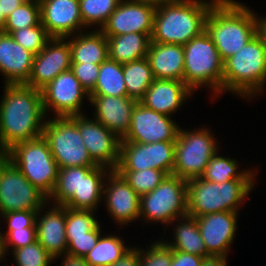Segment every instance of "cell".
<instances>
[{
	"label": "cell",
	"mask_w": 266,
	"mask_h": 266,
	"mask_svg": "<svg viewBox=\"0 0 266 266\" xmlns=\"http://www.w3.org/2000/svg\"><path fill=\"white\" fill-rule=\"evenodd\" d=\"M0 100V154L15 144L41 137L47 119L41 90L25 84L3 85Z\"/></svg>",
	"instance_id": "obj_1"
},
{
	"label": "cell",
	"mask_w": 266,
	"mask_h": 266,
	"mask_svg": "<svg viewBox=\"0 0 266 266\" xmlns=\"http://www.w3.org/2000/svg\"><path fill=\"white\" fill-rule=\"evenodd\" d=\"M242 3L237 0H217L205 20V31L223 62L257 34V13Z\"/></svg>",
	"instance_id": "obj_2"
},
{
	"label": "cell",
	"mask_w": 266,
	"mask_h": 266,
	"mask_svg": "<svg viewBox=\"0 0 266 266\" xmlns=\"http://www.w3.org/2000/svg\"><path fill=\"white\" fill-rule=\"evenodd\" d=\"M217 0H167L157 5L151 42L185 45L205 31V20Z\"/></svg>",
	"instance_id": "obj_3"
},
{
	"label": "cell",
	"mask_w": 266,
	"mask_h": 266,
	"mask_svg": "<svg viewBox=\"0 0 266 266\" xmlns=\"http://www.w3.org/2000/svg\"><path fill=\"white\" fill-rule=\"evenodd\" d=\"M266 46L257 33L223 62L222 94L252 100L266 91Z\"/></svg>",
	"instance_id": "obj_4"
},
{
	"label": "cell",
	"mask_w": 266,
	"mask_h": 266,
	"mask_svg": "<svg viewBox=\"0 0 266 266\" xmlns=\"http://www.w3.org/2000/svg\"><path fill=\"white\" fill-rule=\"evenodd\" d=\"M110 171L101 165L58 169L57 181L48 202L72 209L96 211L103 201V187Z\"/></svg>",
	"instance_id": "obj_5"
},
{
	"label": "cell",
	"mask_w": 266,
	"mask_h": 266,
	"mask_svg": "<svg viewBox=\"0 0 266 266\" xmlns=\"http://www.w3.org/2000/svg\"><path fill=\"white\" fill-rule=\"evenodd\" d=\"M256 184V180L216 183L201 177L190 179L187 181L188 216L200 217L222 211L240 213V208L246 203V199H249L248 196Z\"/></svg>",
	"instance_id": "obj_6"
},
{
	"label": "cell",
	"mask_w": 266,
	"mask_h": 266,
	"mask_svg": "<svg viewBox=\"0 0 266 266\" xmlns=\"http://www.w3.org/2000/svg\"><path fill=\"white\" fill-rule=\"evenodd\" d=\"M184 83L195 93L208 88L218 99L222 95L223 61L210 36L203 31L184 46Z\"/></svg>",
	"instance_id": "obj_7"
},
{
	"label": "cell",
	"mask_w": 266,
	"mask_h": 266,
	"mask_svg": "<svg viewBox=\"0 0 266 266\" xmlns=\"http://www.w3.org/2000/svg\"><path fill=\"white\" fill-rule=\"evenodd\" d=\"M205 126L193 130L180 127L175 142L173 175L186 181L201 177L212 156L220 151L215 133Z\"/></svg>",
	"instance_id": "obj_8"
},
{
	"label": "cell",
	"mask_w": 266,
	"mask_h": 266,
	"mask_svg": "<svg viewBox=\"0 0 266 266\" xmlns=\"http://www.w3.org/2000/svg\"><path fill=\"white\" fill-rule=\"evenodd\" d=\"M187 215V181L173 174L166 175L154 190L140 197V220L162 224L166 232L165 226L171 227V222Z\"/></svg>",
	"instance_id": "obj_9"
},
{
	"label": "cell",
	"mask_w": 266,
	"mask_h": 266,
	"mask_svg": "<svg viewBox=\"0 0 266 266\" xmlns=\"http://www.w3.org/2000/svg\"><path fill=\"white\" fill-rule=\"evenodd\" d=\"M4 155L34 187L50 196L57 181L58 167L43 135L15 144Z\"/></svg>",
	"instance_id": "obj_10"
},
{
	"label": "cell",
	"mask_w": 266,
	"mask_h": 266,
	"mask_svg": "<svg viewBox=\"0 0 266 266\" xmlns=\"http://www.w3.org/2000/svg\"><path fill=\"white\" fill-rule=\"evenodd\" d=\"M42 135L49 144L58 169L97 166L83 144L79 128L70 117L46 119Z\"/></svg>",
	"instance_id": "obj_11"
},
{
	"label": "cell",
	"mask_w": 266,
	"mask_h": 266,
	"mask_svg": "<svg viewBox=\"0 0 266 266\" xmlns=\"http://www.w3.org/2000/svg\"><path fill=\"white\" fill-rule=\"evenodd\" d=\"M47 202L48 197L11 160L0 154V216L10 211L39 210Z\"/></svg>",
	"instance_id": "obj_12"
},
{
	"label": "cell",
	"mask_w": 266,
	"mask_h": 266,
	"mask_svg": "<svg viewBox=\"0 0 266 266\" xmlns=\"http://www.w3.org/2000/svg\"><path fill=\"white\" fill-rule=\"evenodd\" d=\"M41 95L44 112L48 118L86 114V111H83L85 109L83 100L90 99L89 93L82 87L71 69L57 75L41 89Z\"/></svg>",
	"instance_id": "obj_13"
},
{
	"label": "cell",
	"mask_w": 266,
	"mask_h": 266,
	"mask_svg": "<svg viewBox=\"0 0 266 266\" xmlns=\"http://www.w3.org/2000/svg\"><path fill=\"white\" fill-rule=\"evenodd\" d=\"M171 118L137 102L132 111L128 132L121 142H176L181 126Z\"/></svg>",
	"instance_id": "obj_14"
},
{
	"label": "cell",
	"mask_w": 266,
	"mask_h": 266,
	"mask_svg": "<svg viewBox=\"0 0 266 266\" xmlns=\"http://www.w3.org/2000/svg\"><path fill=\"white\" fill-rule=\"evenodd\" d=\"M87 114L71 116L80 130L89 156L97 164L115 170L119 163L121 139Z\"/></svg>",
	"instance_id": "obj_15"
},
{
	"label": "cell",
	"mask_w": 266,
	"mask_h": 266,
	"mask_svg": "<svg viewBox=\"0 0 266 266\" xmlns=\"http://www.w3.org/2000/svg\"><path fill=\"white\" fill-rule=\"evenodd\" d=\"M103 201L118 228L140 220V196L116 170H111L105 179Z\"/></svg>",
	"instance_id": "obj_16"
},
{
	"label": "cell",
	"mask_w": 266,
	"mask_h": 266,
	"mask_svg": "<svg viewBox=\"0 0 266 266\" xmlns=\"http://www.w3.org/2000/svg\"><path fill=\"white\" fill-rule=\"evenodd\" d=\"M156 7L147 2L121 0L100 31L106 37L131 32L148 34L151 37Z\"/></svg>",
	"instance_id": "obj_17"
},
{
	"label": "cell",
	"mask_w": 266,
	"mask_h": 266,
	"mask_svg": "<svg viewBox=\"0 0 266 266\" xmlns=\"http://www.w3.org/2000/svg\"><path fill=\"white\" fill-rule=\"evenodd\" d=\"M70 67L71 48L68 39L52 37L44 49L34 55L32 73L25 85L41 90Z\"/></svg>",
	"instance_id": "obj_18"
},
{
	"label": "cell",
	"mask_w": 266,
	"mask_h": 266,
	"mask_svg": "<svg viewBox=\"0 0 266 266\" xmlns=\"http://www.w3.org/2000/svg\"><path fill=\"white\" fill-rule=\"evenodd\" d=\"M196 218L207 252L213 256H229L236 238L239 213L222 211Z\"/></svg>",
	"instance_id": "obj_19"
},
{
	"label": "cell",
	"mask_w": 266,
	"mask_h": 266,
	"mask_svg": "<svg viewBox=\"0 0 266 266\" xmlns=\"http://www.w3.org/2000/svg\"><path fill=\"white\" fill-rule=\"evenodd\" d=\"M39 3L41 24L51 37L66 38L87 31L79 0H40Z\"/></svg>",
	"instance_id": "obj_20"
},
{
	"label": "cell",
	"mask_w": 266,
	"mask_h": 266,
	"mask_svg": "<svg viewBox=\"0 0 266 266\" xmlns=\"http://www.w3.org/2000/svg\"><path fill=\"white\" fill-rule=\"evenodd\" d=\"M92 117L121 140L126 136L137 100L128 96H89Z\"/></svg>",
	"instance_id": "obj_21"
},
{
	"label": "cell",
	"mask_w": 266,
	"mask_h": 266,
	"mask_svg": "<svg viewBox=\"0 0 266 266\" xmlns=\"http://www.w3.org/2000/svg\"><path fill=\"white\" fill-rule=\"evenodd\" d=\"M49 205L50 203L47 202L46 205L37 211V241L55 259L67 254L66 207L54 204Z\"/></svg>",
	"instance_id": "obj_22"
},
{
	"label": "cell",
	"mask_w": 266,
	"mask_h": 266,
	"mask_svg": "<svg viewBox=\"0 0 266 266\" xmlns=\"http://www.w3.org/2000/svg\"><path fill=\"white\" fill-rule=\"evenodd\" d=\"M34 55L10 34L0 32V73L4 85L26 84L32 73Z\"/></svg>",
	"instance_id": "obj_23"
},
{
	"label": "cell",
	"mask_w": 266,
	"mask_h": 266,
	"mask_svg": "<svg viewBox=\"0 0 266 266\" xmlns=\"http://www.w3.org/2000/svg\"><path fill=\"white\" fill-rule=\"evenodd\" d=\"M193 93L184 82L154 79L139 102L149 109L172 117L192 98Z\"/></svg>",
	"instance_id": "obj_24"
},
{
	"label": "cell",
	"mask_w": 266,
	"mask_h": 266,
	"mask_svg": "<svg viewBox=\"0 0 266 266\" xmlns=\"http://www.w3.org/2000/svg\"><path fill=\"white\" fill-rule=\"evenodd\" d=\"M146 58L155 79L184 82L183 45L151 42Z\"/></svg>",
	"instance_id": "obj_25"
},
{
	"label": "cell",
	"mask_w": 266,
	"mask_h": 266,
	"mask_svg": "<svg viewBox=\"0 0 266 266\" xmlns=\"http://www.w3.org/2000/svg\"><path fill=\"white\" fill-rule=\"evenodd\" d=\"M71 48V63L101 64L108 58L106 36L91 29L66 37Z\"/></svg>",
	"instance_id": "obj_26"
},
{
	"label": "cell",
	"mask_w": 266,
	"mask_h": 266,
	"mask_svg": "<svg viewBox=\"0 0 266 266\" xmlns=\"http://www.w3.org/2000/svg\"><path fill=\"white\" fill-rule=\"evenodd\" d=\"M171 223H174L172 230L174 237L171 240L164 239V235L160 237L169 248L202 257L211 256L205 247L196 218L187 215Z\"/></svg>",
	"instance_id": "obj_27"
},
{
	"label": "cell",
	"mask_w": 266,
	"mask_h": 266,
	"mask_svg": "<svg viewBox=\"0 0 266 266\" xmlns=\"http://www.w3.org/2000/svg\"><path fill=\"white\" fill-rule=\"evenodd\" d=\"M106 38L108 58L120 64L146 58L151 43L148 34L135 32Z\"/></svg>",
	"instance_id": "obj_28"
},
{
	"label": "cell",
	"mask_w": 266,
	"mask_h": 266,
	"mask_svg": "<svg viewBox=\"0 0 266 266\" xmlns=\"http://www.w3.org/2000/svg\"><path fill=\"white\" fill-rule=\"evenodd\" d=\"M217 151L210 159L206 169L201 176L208 182H227L230 180H257L258 169H241L238 160L225 157ZM219 154V155H218ZM256 170V171H255Z\"/></svg>",
	"instance_id": "obj_29"
},
{
	"label": "cell",
	"mask_w": 266,
	"mask_h": 266,
	"mask_svg": "<svg viewBox=\"0 0 266 266\" xmlns=\"http://www.w3.org/2000/svg\"><path fill=\"white\" fill-rule=\"evenodd\" d=\"M89 96H127L122 64L109 58L101 63L97 82Z\"/></svg>",
	"instance_id": "obj_30"
},
{
	"label": "cell",
	"mask_w": 266,
	"mask_h": 266,
	"mask_svg": "<svg viewBox=\"0 0 266 266\" xmlns=\"http://www.w3.org/2000/svg\"><path fill=\"white\" fill-rule=\"evenodd\" d=\"M125 243L122 237L103 233L94 248L85 256V260L90 266H110L133 247Z\"/></svg>",
	"instance_id": "obj_31"
},
{
	"label": "cell",
	"mask_w": 266,
	"mask_h": 266,
	"mask_svg": "<svg viewBox=\"0 0 266 266\" xmlns=\"http://www.w3.org/2000/svg\"><path fill=\"white\" fill-rule=\"evenodd\" d=\"M127 96L138 102L154 81L152 69L147 58L122 64Z\"/></svg>",
	"instance_id": "obj_32"
},
{
	"label": "cell",
	"mask_w": 266,
	"mask_h": 266,
	"mask_svg": "<svg viewBox=\"0 0 266 266\" xmlns=\"http://www.w3.org/2000/svg\"><path fill=\"white\" fill-rule=\"evenodd\" d=\"M121 0H79L83 24L100 30Z\"/></svg>",
	"instance_id": "obj_33"
},
{
	"label": "cell",
	"mask_w": 266,
	"mask_h": 266,
	"mask_svg": "<svg viewBox=\"0 0 266 266\" xmlns=\"http://www.w3.org/2000/svg\"><path fill=\"white\" fill-rule=\"evenodd\" d=\"M149 168V143L120 142L116 171H141Z\"/></svg>",
	"instance_id": "obj_34"
},
{
	"label": "cell",
	"mask_w": 266,
	"mask_h": 266,
	"mask_svg": "<svg viewBox=\"0 0 266 266\" xmlns=\"http://www.w3.org/2000/svg\"><path fill=\"white\" fill-rule=\"evenodd\" d=\"M94 212L96 211L66 207V237H90V231L100 223L99 220L95 218L96 213Z\"/></svg>",
	"instance_id": "obj_35"
},
{
	"label": "cell",
	"mask_w": 266,
	"mask_h": 266,
	"mask_svg": "<svg viewBox=\"0 0 266 266\" xmlns=\"http://www.w3.org/2000/svg\"><path fill=\"white\" fill-rule=\"evenodd\" d=\"M40 22V3H22L6 17L3 32L11 34L13 31L36 26Z\"/></svg>",
	"instance_id": "obj_36"
},
{
	"label": "cell",
	"mask_w": 266,
	"mask_h": 266,
	"mask_svg": "<svg viewBox=\"0 0 266 266\" xmlns=\"http://www.w3.org/2000/svg\"><path fill=\"white\" fill-rule=\"evenodd\" d=\"M124 180L141 197L154 190L166 174L158 169H145L141 171H117Z\"/></svg>",
	"instance_id": "obj_37"
},
{
	"label": "cell",
	"mask_w": 266,
	"mask_h": 266,
	"mask_svg": "<svg viewBox=\"0 0 266 266\" xmlns=\"http://www.w3.org/2000/svg\"><path fill=\"white\" fill-rule=\"evenodd\" d=\"M9 254H12L15 266H50L52 262L54 263V258L37 240L32 244L12 250Z\"/></svg>",
	"instance_id": "obj_38"
},
{
	"label": "cell",
	"mask_w": 266,
	"mask_h": 266,
	"mask_svg": "<svg viewBox=\"0 0 266 266\" xmlns=\"http://www.w3.org/2000/svg\"><path fill=\"white\" fill-rule=\"evenodd\" d=\"M10 35L24 49L31 51L33 54L40 53L52 38L41 22L36 26L13 31Z\"/></svg>",
	"instance_id": "obj_39"
},
{
	"label": "cell",
	"mask_w": 266,
	"mask_h": 266,
	"mask_svg": "<svg viewBox=\"0 0 266 266\" xmlns=\"http://www.w3.org/2000/svg\"><path fill=\"white\" fill-rule=\"evenodd\" d=\"M175 142L149 143L150 169H158L166 175L173 172Z\"/></svg>",
	"instance_id": "obj_40"
},
{
	"label": "cell",
	"mask_w": 266,
	"mask_h": 266,
	"mask_svg": "<svg viewBox=\"0 0 266 266\" xmlns=\"http://www.w3.org/2000/svg\"><path fill=\"white\" fill-rule=\"evenodd\" d=\"M150 245L139 247V266H171L172 249L169 248L159 237Z\"/></svg>",
	"instance_id": "obj_41"
},
{
	"label": "cell",
	"mask_w": 266,
	"mask_h": 266,
	"mask_svg": "<svg viewBox=\"0 0 266 266\" xmlns=\"http://www.w3.org/2000/svg\"><path fill=\"white\" fill-rule=\"evenodd\" d=\"M4 234V249L8 256L9 251L16 250L23 246L32 244L37 240L36 227H26L22 229H7L2 231Z\"/></svg>",
	"instance_id": "obj_42"
},
{
	"label": "cell",
	"mask_w": 266,
	"mask_h": 266,
	"mask_svg": "<svg viewBox=\"0 0 266 266\" xmlns=\"http://www.w3.org/2000/svg\"><path fill=\"white\" fill-rule=\"evenodd\" d=\"M102 226L99 223L92 231L90 237L67 238V254L76 257H83L91 251L102 235Z\"/></svg>",
	"instance_id": "obj_43"
},
{
	"label": "cell",
	"mask_w": 266,
	"mask_h": 266,
	"mask_svg": "<svg viewBox=\"0 0 266 266\" xmlns=\"http://www.w3.org/2000/svg\"><path fill=\"white\" fill-rule=\"evenodd\" d=\"M70 69L82 87L90 93L97 82L100 64L71 63Z\"/></svg>",
	"instance_id": "obj_44"
},
{
	"label": "cell",
	"mask_w": 266,
	"mask_h": 266,
	"mask_svg": "<svg viewBox=\"0 0 266 266\" xmlns=\"http://www.w3.org/2000/svg\"><path fill=\"white\" fill-rule=\"evenodd\" d=\"M38 210L10 211L2 214L6 229H22L26 227H36V216Z\"/></svg>",
	"instance_id": "obj_45"
},
{
	"label": "cell",
	"mask_w": 266,
	"mask_h": 266,
	"mask_svg": "<svg viewBox=\"0 0 266 266\" xmlns=\"http://www.w3.org/2000/svg\"><path fill=\"white\" fill-rule=\"evenodd\" d=\"M204 257L172 250L171 266H201Z\"/></svg>",
	"instance_id": "obj_46"
},
{
	"label": "cell",
	"mask_w": 266,
	"mask_h": 266,
	"mask_svg": "<svg viewBox=\"0 0 266 266\" xmlns=\"http://www.w3.org/2000/svg\"><path fill=\"white\" fill-rule=\"evenodd\" d=\"M110 266H139V247L134 246Z\"/></svg>",
	"instance_id": "obj_47"
},
{
	"label": "cell",
	"mask_w": 266,
	"mask_h": 266,
	"mask_svg": "<svg viewBox=\"0 0 266 266\" xmlns=\"http://www.w3.org/2000/svg\"><path fill=\"white\" fill-rule=\"evenodd\" d=\"M58 258L59 260L62 259L60 263L61 265L59 266H90L83 257H76L64 254L55 258L54 262H56Z\"/></svg>",
	"instance_id": "obj_48"
},
{
	"label": "cell",
	"mask_w": 266,
	"mask_h": 266,
	"mask_svg": "<svg viewBox=\"0 0 266 266\" xmlns=\"http://www.w3.org/2000/svg\"><path fill=\"white\" fill-rule=\"evenodd\" d=\"M227 256H208L204 257L201 266H228Z\"/></svg>",
	"instance_id": "obj_49"
},
{
	"label": "cell",
	"mask_w": 266,
	"mask_h": 266,
	"mask_svg": "<svg viewBox=\"0 0 266 266\" xmlns=\"http://www.w3.org/2000/svg\"><path fill=\"white\" fill-rule=\"evenodd\" d=\"M22 3L20 0H0L1 10L5 17L11 14Z\"/></svg>",
	"instance_id": "obj_50"
},
{
	"label": "cell",
	"mask_w": 266,
	"mask_h": 266,
	"mask_svg": "<svg viewBox=\"0 0 266 266\" xmlns=\"http://www.w3.org/2000/svg\"><path fill=\"white\" fill-rule=\"evenodd\" d=\"M257 33L263 39L264 45L266 46V15L258 16L257 13Z\"/></svg>",
	"instance_id": "obj_51"
},
{
	"label": "cell",
	"mask_w": 266,
	"mask_h": 266,
	"mask_svg": "<svg viewBox=\"0 0 266 266\" xmlns=\"http://www.w3.org/2000/svg\"><path fill=\"white\" fill-rule=\"evenodd\" d=\"M2 234H3L2 229H0V262L1 261L3 262L7 258V255H6L5 249H4V239H3Z\"/></svg>",
	"instance_id": "obj_52"
},
{
	"label": "cell",
	"mask_w": 266,
	"mask_h": 266,
	"mask_svg": "<svg viewBox=\"0 0 266 266\" xmlns=\"http://www.w3.org/2000/svg\"><path fill=\"white\" fill-rule=\"evenodd\" d=\"M129 1L147 2V3H151V4H154L157 6L160 3H162L163 1H167V0H129Z\"/></svg>",
	"instance_id": "obj_53"
},
{
	"label": "cell",
	"mask_w": 266,
	"mask_h": 266,
	"mask_svg": "<svg viewBox=\"0 0 266 266\" xmlns=\"http://www.w3.org/2000/svg\"><path fill=\"white\" fill-rule=\"evenodd\" d=\"M6 17L4 16L0 6V32H3Z\"/></svg>",
	"instance_id": "obj_54"
},
{
	"label": "cell",
	"mask_w": 266,
	"mask_h": 266,
	"mask_svg": "<svg viewBox=\"0 0 266 266\" xmlns=\"http://www.w3.org/2000/svg\"><path fill=\"white\" fill-rule=\"evenodd\" d=\"M22 1L23 3H39L40 0H20Z\"/></svg>",
	"instance_id": "obj_55"
}]
</instances>
